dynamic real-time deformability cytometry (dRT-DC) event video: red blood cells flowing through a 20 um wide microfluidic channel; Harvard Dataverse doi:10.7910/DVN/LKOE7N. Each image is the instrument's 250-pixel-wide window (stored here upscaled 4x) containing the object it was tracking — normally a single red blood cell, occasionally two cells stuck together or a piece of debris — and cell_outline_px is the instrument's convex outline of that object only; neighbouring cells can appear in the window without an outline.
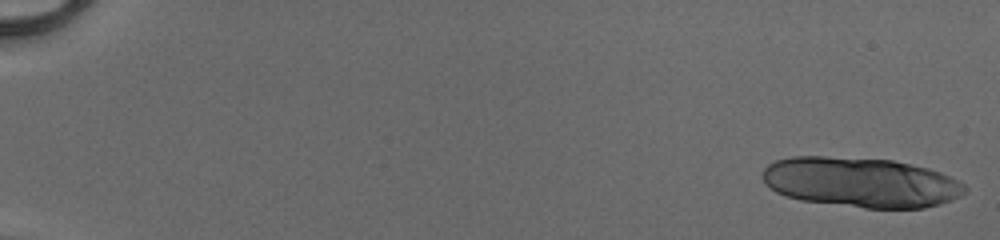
{"species": "human", "species_latin": "Homo sapiens", "temperature_condition": "cold", "stored_images_in_passage": 18, "camera_frame_rate_fps": 3000, "um_per_image_px": 0.085, "donor": {"sex": "male"}, "frame": {"image": 1, "passage_image": 1, "time_ms": 0.0, "image_size_px": [1000, 240], "cell_outline_px": [[968, 188], [960, 196], [952, 200], [940, 204], [924, 208], [864, 208], [800, 200], [776, 192], [764, 184], [760, 176], [764, 168], [768, 164], [776, 160], [792, 156], [824, 156], [892, 160], [928, 168], [940, 172], [964, 184]], "centroid_in_image_um": [73.13, 15.5], "position_along_channel_um": 11.9, "area_um2": 59.13}}